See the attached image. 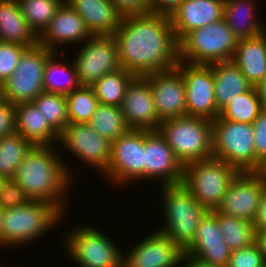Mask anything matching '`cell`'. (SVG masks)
<instances>
[{
    "label": "cell",
    "mask_w": 266,
    "mask_h": 267,
    "mask_svg": "<svg viewBox=\"0 0 266 267\" xmlns=\"http://www.w3.org/2000/svg\"><path fill=\"white\" fill-rule=\"evenodd\" d=\"M213 123V157L239 172H255L254 129L250 123L228 121L221 116Z\"/></svg>",
    "instance_id": "8"
},
{
    "label": "cell",
    "mask_w": 266,
    "mask_h": 267,
    "mask_svg": "<svg viewBox=\"0 0 266 267\" xmlns=\"http://www.w3.org/2000/svg\"><path fill=\"white\" fill-rule=\"evenodd\" d=\"M16 133L34 146H52L59 135L47 124L32 102L16 104Z\"/></svg>",
    "instance_id": "27"
},
{
    "label": "cell",
    "mask_w": 266,
    "mask_h": 267,
    "mask_svg": "<svg viewBox=\"0 0 266 267\" xmlns=\"http://www.w3.org/2000/svg\"><path fill=\"white\" fill-rule=\"evenodd\" d=\"M16 132V106L0 102V139Z\"/></svg>",
    "instance_id": "42"
},
{
    "label": "cell",
    "mask_w": 266,
    "mask_h": 267,
    "mask_svg": "<svg viewBox=\"0 0 266 267\" xmlns=\"http://www.w3.org/2000/svg\"><path fill=\"white\" fill-rule=\"evenodd\" d=\"M137 243L123 252V267H181L185 250L160 232L154 230Z\"/></svg>",
    "instance_id": "16"
},
{
    "label": "cell",
    "mask_w": 266,
    "mask_h": 267,
    "mask_svg": "<svg viewBox=\"0 0 266 267\" xmlns=\"http://www.w3.org/2000/svg\"><path fill=\"white\" fill-rule=\"evenodd\" d=\"M27 48L24 45L0 42V86L14 73Z\"/></svg>",
    "instance_id": "38"
},
{
    "label": "cell",
    "mask_w": 266,
    "mask_h": 267,
    "mask_svg": "<svg viewBox=\"0 0 266 267\" xmlns=\"http://www.w3.org/2000/svg\"><path fill=\"white\" fill-rule=\"evenodd\" d=\"M0 42L28 48L38 44V36L25 20L18 1L0 0Z\"/></svg>",
    "instance_id": "26"
},
{
    "label": "cell",
    "mask_w": 266,
    "mask_h": 267,
    "mask_svg": "<svg viewBox=\"0 0 266 267\" xmlns=\"http://www.w3.org/2000/svg\"><path fill=\"white\" fill-rule=\"evenodd\" d=\"M84 20L92 35H113L123 16L111 0H64Z\"/></svg>",
    "instance_id": "23"
},
{
    "label": "cell",
    "mask_w": 266,
    "mask_h": 267,
    "mask_svg": "<svg viewBox=\"0 0 266 267\" xmlns=\"http://www.w3.org/2000/svg\"><path fill=\"white\" fill-rule=\"evenodd\" d=\"M184 166L174 155L165 138L156 131L145 130L144 179L159 178L160 186L183 181Z\"/></svg>",
    "instance_id": "17"
},
{
    "label": "cell",
    "mask_w": 266,
    "mask_h": 267,
    "mask_svg": "<svg viewBox=\"0 0 266 267\" xmlns=\"http://www.w3.org/2000/svg\"><path fill=\"white\" fill-rule=\"evenodd\" d=\"M34 145L21 134L13 133L0 139V176L13 178L17 168Z\"/></svg>",
    "instance_id": "32"
},
{
    "label": "cell",
    "mask_w": 266,
    "mask_h": 267,
    "mask_svg": "<svg viewBox=\"0 0 266 267\" xmlns=\"http://www.w3.org/2000/svg\"><path fill=\"white\" fill-rule=\"evenodd\" d=\"M164 224L157 230L184 250L193 242L197 228L208 212L182 184L161 186ZM163 196V198H162ZM163 203V204H162Z\"/></svg>",
    "instance_id": "4"
},
{
    "label": "cell",
    "mask_w": 266,
    "mask_h": 267,
    "mask_svg": "<svg viewBox=\"0 0 266 267\" xmlns=\"http://www.w3.org/2000/svg\"><path fill=\"white\" fill-rule=\"evenodd\" d=\"M209 66L213 72L214 98L219 111L238 95L253 87L231 60L212 63Z\"/></svg>",
    "instance_id": "25"
},
{
    "label": "cell",
    "mask_w": 266,
    "mask_h": 267,
    "mask_svg": "<svg viewBox=\"0 0 266 267\" xmlns=\"http://www.w3.org/2000/svg\"><path fill=\"white\" fill-rule=\"evenodd\" d=\"M2 101L1 86H0V102Z\"/></svg>",
    "instance_id": "51"
},
{
    "label": "cell",
    "mask_w": 266,
    "mask_h": 267,
    "mask_svg": "<svg viewBox=\"0 0 266 267\" xmlns=\"http://www.w3.org/2000/svg\"><path fill=\"white\" fill-rule=\"evenodd\" d=\"M255 243L266 258V231H255Z\"/></svg>",
    "instance_id": "48"
},
{
    "label": "cell",
    "mask_w": 266,
    "mask_h": 267,
    "mask_svg": "<svg viewBox=\"0 0 266 267\" xmlns=\"http://www.w3.org/2000/svg\"><path fill=\"white\" fill-rule=\"evenodd\" d=\"M4 180V178L2 176H0V185H1V182Z\"/></svg>",
    "instance_id": "52"
},
{
    "label": "cell",
    "mask_w": 266,
    "mask_h": 267,
    "mask_svg": "<svg viewBox=\"0 0 266 267\" xmlns=\"http://www.w3.org/2000/svg\"><path fill=\"white\" fill-rule=\"evenodd\" d=\"M59 145L102 174L110 164L111 144L88 123H69L59 134Z\"/></svg>",
    "instance_id": "13"
},
{
    "label": "cell",
    "mask_w": 266,
    "mask_h": 267,
    "mask_svg": "<svg viewBox=\"0 0 266 267\" xmlns=\"http://www.w3.org/2000/svg\"><path fill=\"white\" fill-rule=\"evenodd\" d=\"M266 258L254 242L251 246L230 253L226 267H264Z\"/></svg>",
    "instance_id": "40"
},
{
    "label": "cell",
    "mask_w": 266,
    "mask_h": 267,
    "mask_svg": "<svg viewBox=\"0 0 266 267\" xmlns=\"http://www.w3.org/2000/svg\"><path fill=\"white\" fill-rule=\"evenodd\" d=\"M64 0H19L21 12L30 28L39 36L49 25Z\"/></svg>",
    "instance_id": "36"
},
{
    "label": "cell",
    "mask_w": 266,
    "mask_h": 267,
    "mask_svg": "<svg viewBox=\"0 0 266 267\" xmlns=\"http://www.w3.org/2000/svg\"><path fill=\"white\" fill-rule=\"evenodd\" d=\"M265 188L266 177L260 171L239 172L215 211L253 222Z\"/></svg>",
    "instance_id": "15"
},
{
    "label": "cell",
    "mask_w": 266,
    "mask_h": 267,
    "mask_svg": "<svg viewBox=\"0 0 266 267\" xmlns=\"http://www.w3.org/2000/svg\"><path fill=\"white\" fill-rule=\"evenodd\" d=\"M82 44L73 58L81 86H92L102 76L121 68L113 35H92Z\"/></svg>",
    "instance_id": "12"
},
{
    "label": "cell",
    "mask_w": 266,
    "mask_h": 267,
    "mask_svg": "<svg viewBox=\"0 0 266 267\" xmlns=\"http://www.w3.org/2000/svg\"><path fill=\"white\" fill-rule=\"evenodd\" d=\"M54 149V145L34 146L17 168L13 179L30 200L52 203L67 215L66 193L73 186L71 183L75 180L71 177L75 178V173Z\"/></svg>",
    "instance_id": "2"
},
{
    "label": "cell",
    "mask_w": 266,
    "mask_h": 267,
    "mask_svg": "<svg viewBox=\"0 0 266 267\" xmlns=\"http://www.w3.org/2000/svg\"><path fill=\"white\" fill-rule=\"evenodd\" d=\"M231 61L256 87L266 76V31L252 38L238 40Z\"/></svg>",
    "instance_id": "24"
},
{
    "label": "cell",
    "mask_w": 266,
    "mask_h": 267,
    "mask_svg": "<svg viewBox=\"0 0 266 267\" xmlns=\"http://www.w3.org/2000/svg\"><path fill=\"white\" fill-rule=\"evenodd\" d=\"M117 11L123 16L151 13L150 0H111Z\"/></svg>",
    "instance_id": "43"
},
{
    "label": "cell",
    "mask_w": 266,
    "mask_h": 267,
    "mask_svg": "<svg viewBox=\"0 0 266 267\" xmlns=\"http://www.w3.org/2000/svg\"><path fill=\"white\" fill-rule=\"evenodd\" d=\"M217 216L218 228L229 250L236 251L255 242L253 222L212 211Z\"/></svg>",
    "instance_id": "31"
},
{
    "label": "cell",
    "mask_w": 266,
    "mask_h": 267,
    "mask_svg": "<svg viewBox=\"0 0 266 267\" xmlns=\"http://www.w3.org/2000/svg\"><path fill=\"white\" fill-rule=\"evenodd\" d=\"M54 53L39 44L27 48L14 73L1 85L2 101L13 105L28 103L44 92V69Z\"/></svg>",
    "instance_id": "10"
},
{
    "label": "cell",
    "mask_w": 266,
    "mask_h": 267,
    "mask_svg": "<svg viewBox=\"0 0 266 267\" xmlns=\"http://www.w3.org/2000/svg\"><path fill=\"white\" fill-rule=\"evenodd\" d=\"M181 267H222V266L214 265L212 263H207L205 261H202L194 256H190L185 253L182 259Z\"/></svg>",
    "instance_id": "46"
},
{
    "label": "cell",
    "mask_w": 266,
    "mask_h": 267,
    "mask_svg": "<svg viewBox=\"0 0 266 267\" xmlns=\"http://www.w3.org/2000/svg\"><path fill=\"white\" fill-rule=\"evenodd\" d=\"M78 227L63 240L70 259L80 267H123L122 250L104 232L90 225Z\"/></svg>",
    "instance_id": "9"
},
{
    "label": "cell",
    "mask_w": 266,
    "mask_h": 267,
    "mask_svg": "<svg viewBox=\"0 0 266 267\" xmlns=\"http://www.w3.org/2000/svg\"><path fill=\"white\" fill-rule=\"evenodd\" d=\"M254 129L255 172L266 163V113L261 112L252 123Z\"/></svg>",
    "instance_id": "41"
},
{
    "label": "cell",
    "mask_w": 266,
    "mask_h": 267,
    "mask_svg": "<svg viewBox=\"0 0 266 267\" xmlns=\"http://www.w3.org/2000/svg\"><path fill=\"white\" fill-rule=\"evenodd\" d=\"M185 253L214 265H228L231 251L225 244L218 228L217 216L212 211H208L202 218L194 240Z\"/></svg>",
    "instance_id": "22"
},
{
    "label": "cell",
    "mask_w": 266,
    "mask_h": 267,
    "mask_svg": "<svg viewBox=\"0 0 266 267\" xmlns=\"http://www.w3.org/2000/svg\"><path fill=\"white\" fill-rule=\"evenodd\" d=\"M258 94L261 100L262 111L266 113V76L265 78L256 86Z\"/></svg>",
    "instance_id": "47"
},
{
    "label": "cell",
    "mask_w": 266,
    "mask_h": 267,
    "mask_svg": "<svg viewBox=\"0 0 266 267\" xmlns=\"http://www.w3.org/2000/svg\"><path fill=\"white\" fill-rule=\"evenodd\" d=\"M253 225L254 231H266V188L262 192Z\"/></svg>",
    "instance_id": "45"
},
{
    "label": "cell",
    "mask_w": 266,
    "mask_h": 267,
    "mask_svg": "<svg viewBox=\"0 0 266 267\" xmlns=\"http://www.w3.org/2000/svg\"><path fill=\"white\" fill-rule=\"evenodd\" d=\"M237 42L223 18L189 32L179 42V61L193 65L230 61Z\"/></svg>",
    "instance_id": "6"
},
{
    "label": "cell",
    "mask_w": 266,
    "mask_h": 267,
    "mask_svg": "<svg viewBox=\"0 0 266 267\" xmlns=\"http://www.w3.org/2000/svg\"><path fill=\"white\" fill-rule=\"evenodd\" d=\"M57 53L55 52L46 63L43 77L44 90L67 95L81 85L77 79L73 60L71 65L62 60L60 63Z\"/></svg>",
    "instance_id": "29"
},
{
    "label": "cell",
    "mask_w": 266,
    "mask_h": 267,
    "mask_svg": "<svg viewBox=\"0 0 266 267\" xmlns=\"http://www.w3.org/2000/svg\"><path fill=\"white\" fill-rule=\"evenodd\" d=\"M186 89L187 116L215 120L220 111L214 98V77L209 65H193L178 61Z\"/></svg>",
    "instance_id": "14"
},
{
    "label": "cell",
    "mask_w": 266,
    "mask_h": 267,
    "mask_svg": "<svg viewBox=\"0 0 266 267\" xmlns=\"http://www.w3.org/2000/svg\"><path fill=\"white\" fill-rule=\"evenodd\" d=\"M158 131L183 166L213 157V123L208 118H168L162 120Z\"/></svg>",
    "instance_id": "5"
},
{
    "label": "cell",
    "mask_w": 266,
    "mask_h": 267,
    "mask_svg": "<svg viewBox=\"0 0 266 267\" xmlns=\"http://www.w3.org/2000/svg\"><path fill=\"white\" fill-rule=\"evenodd\" d=\"M225 0H181L170 14L178 43L191 31L223 19Z\"/></svg>",
    "instance_id": "21"
},
{
    "label": "cell",
    "mask_w": 266,
    "mask_h": 267,
    "mask_svg": "<svg viewBox=\"0 0 266 267\" xmlns=\"http://www.w3.org/2000/svg\"><path fill=\"white\" fill-rule=\"evenodd\" d=\"M113 36L120 66L135 76L165 72L178 64L179 43L167 15L125 16Z\"/></svg>",
    "instance_id": "1"
},
{
    "label": "cell",
    "mask_w": 266,
    "mask_h": 267,
    "mask_svg": "<svg viewBox=\"0 0 266 267\" xmlns=\"http://www.w3.org/2000/svg\"><path fill=\"white\" fill-rule=\"evenodd\" d=\"M92 34L84 20L65 2L56 10L49 25L38 36V44L57 52L58 47L66 44L84 43Z\"/></svg>",
    "instance_id": "20"
},
{
    "label": "cell",
    "mask_w": 266,
    "mask_h": 267,
    "mask_svg": "<svg viewBox=\"0 0 266 267\" xmlns=\"http://www.w3.org/2000/svg\"><path fill=\"white\" fill-rule=\"evenodd\" d=\"M135 77L133 73L121 67L99 78L91 87L99 104L120 107L126 88Z\"/></svg>",
    "instance_id": "30"
},
{
    "label": "cell",
    "mask_w": 266,
    "mask_h": 267,
    "mask_svg": "<svg viewBox=\"0 0 266 267\" xmlns=\"http://www.w3.org/2000/svg\"><path fill=\"white\" fill-rule=\"evenodd\" d=\"M88 124L97 134L110 142H113L130 130L120 107L114 105L99 104Z\"/></svg>",
    "instance_id": "33"
},
{
    "label": "cell",
    "mask_w": 266,
    "mask_h": 267,
    "mask_svg": "<svg viewBox=\"0 0 266 267\" xmlns=\"http://www.w3.org/2000/svg\"><path fill=\"white\" fill-rule=\"evenodd\" d=\"M69 123H88L99 105L91 86H80L66 95Z\"/></svg>",
    "instance_id": "37"
},
{
    "label": "cell",
    "mask_w": 266,
    "mask_h": 267,
    "mask_svg": "<svg viewBox=\"0 0 266 267\" xmlns=\"http://www.w3.org/2000/svg\"><path fill=\"white\" fill-rule=\"evenodd\" d=\"M144 152L145 130L130 129L112 142L110 164L102 176L113 185L144 180Z\"/></svg>",
    "instance_id": "11"
},
{
    "label": "cell",
    "mask_w": 266,
    "mask_h": 267,
    "mask_svg": "<svg viewBox=\"0 0 266 267\" xmlns=\"http://www.w3.org/2000/svg\"><path fill=\"white\" fill-rule=\"evenodd\" d=\"M144 77L150 82L156 112L161 120L187 116L185 84L176 67Z\"/></svg>",
    "instance_id": "19"
},
{
    "label": "cell",
    "mask_w": 266,
    "mask_h": 267,
    "mask_svg": "<svg viewBox=\"0 0 266 267\" xmlns=\"http://www.w3.org/2000/svg\"><path fill=\"white\" fill-rule=\"evenodd\" d=\"M64 215L56 205L38 200L4 210L0 228L1 248L36 242L57 223L60 224Z\"/></svg>",
    "instance_id": "3"
},
{
    "label": "cell",
    "mask_w": 266,
    "mask_h": 267,
    "mask_svg": "<svg viewBox=\"0 0 266 267\" xmlns=\"http://www.w3.org/2000/svg\"><path fill=\"white\" fill-rule=\"evenodd\" d=\"M120 110L130 129L156 131L162 120L158 117L150 82L136 76L126 88Z\"/></svg>",
    "instance_id": "18"
},
{
    "label": "cell",
    "mask_w": 266,
    "mask_h": 267,
    "mask_svg": "<svg viewBox=\"0 0 266 267\" xmlns=\"http://www.w3.org/2000/svg\"><path fill=\"white\" fill-rule=\"evenodd\" d=\"M3 212H4V210L0 206V228H1V220H2ZM0 247H1V233H0Z\"/></svg>",
    "instance_id": "49"
},
{
    "label": "cell",
    "mask_w": 266,
    "mask_h": 267,
    "mask_svg": "<svg viewBox=\"0 0 266 267\" xmlns=\"http://www.w3.org/2000/svg\"><path fill=\"white\" fill-rule=\"evenodd\" d=\"M238 173L225 161L212 157L186 164L182 184L204 208L213 211Z\"/></svg>",
    "instance_id": "7"
},
{
    "label": "cell",
    "mask_w": 266,
    "mask_h": 267,
    "mask_svg": "<svg viewBox=\"0 0 266 267\" xmlns=\"http://www.w3.org/2000/svg\"><path fill=\"white\" fill-rule=\"evenodd\" d=\"M260 172L266 177V163L263 165L262 170Z\"/></svg>",
    "instance_id": "50"
},
{
    "label": "cell",
    "mask_w": 266,
    "mask_h": 267,
    "mask_svg": "<svg viewBox=\"0 0 266 267\" xmlns=\"http://www.w3.org/2000/svg\"><path fill=\"white\" fill-rule=\"evenodd\" d=\"M181 0H150L151 13L170 14L178 7Z\"/></svg>",
    "instance_id": "44"
},
{
    "label": "cell",
    "mask_w": 266,
    "mask_h": 267,
    "mask_svg": "<svg viewBox=\"0 0 266 267\" xmlns=\"http://www.w3.org/2000/svg\"><path fill=\"white\" fill-rule=\"evenodd\" d=\"M32 103L58 135L69 124L66 95L44 91Z\"/></svg>",
    "instance_id": "35"
},
{
    "label": "cell",
    "mask_w": 266,
    "mask_h": 267,
    "mask_svg": "<svg viewBox=\"0 0 266 267\" xmlns=\"http://www.w3.org/2000/svg\"><path fill=\"white\" fill-rule=\"evenodd\" d=\"M30 198L13 179H4L0 185V206L3 210L26 205Z\"/></svg>",
    "instance_id": "39"
},
{
    "label": "cell",
    "mask_w": 266,
    "mask_h": 267,
    "mask_svg": "<svg viewBox=\"0 0 266 267\" xmlns=\"http://www.w3.org/2000/svg\"><path fill=\"white\" fill-rule=\"evenodd\" d=\"M262 112L261 100L256 87L238 95L219 113L222 118L239 123H250Z\"/></svg>",
    "instance_id": "34"
},
{
    "label": "cell",
    "mask_w": 266,
    "mask_h": 267,
    "mask_svg": "<svg viewBox=\"0 0 266 267\" xmlns=\"http://www.w3.org/2000/svg\"><path fill=\"white\" fill-rule=\"evenodd\" d=\"M254 1L257 0L224 1L223 18L238 40L252 38L266 31L265 25L256 17L257 5Z\"/></svg>",
    "instance_id": "28"
}]
</instances>
